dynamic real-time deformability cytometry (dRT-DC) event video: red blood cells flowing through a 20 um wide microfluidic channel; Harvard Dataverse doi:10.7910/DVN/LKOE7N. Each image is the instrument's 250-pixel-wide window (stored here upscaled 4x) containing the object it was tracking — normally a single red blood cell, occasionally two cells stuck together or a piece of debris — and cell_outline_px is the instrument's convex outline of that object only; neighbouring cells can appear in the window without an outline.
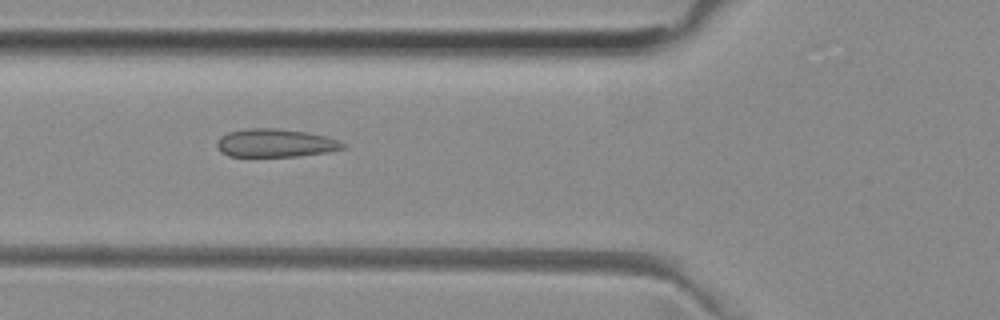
{"species": "common noctule bat (a hibernating species)", "species_latin": "Nyctalus noctula", "temperature_condition": "room temperature", "stored_images_in_passage": 14, "camera_frame_rate_fps": 3000, "um_per_image_px": 0.085, "animal": {"sex": "female", "body_mass_g": 29.2, "forearm_length_mm": 56.3}, "frame": {"image": 1, "passage_image": 7, "time_ms": 2.0, "image_size_px": [1000, 320], "cell_outline_px": [[344, 148], [328, 152], [300, 156], [228, 156], [220, 152], [216, 144], [220, 136], [228, 132], [248, 128], [272, 128], [308, 132], [324, 136], [336, 140], [344, 144]], "centroid_in_image_um": [23.36, 12.16], "position_along_channel_um": 102.4, "area_um2": 20.58}}
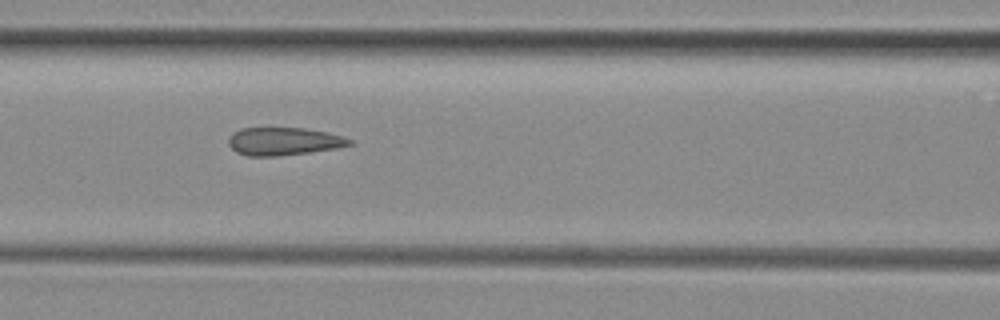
{"frame": {"image": 2, "passage_image": 10, "time_ms": 3.0, "image_size_px": [1000, 320], "cell_outline_px": [[356, 144], [336, 148], [280, 156], [248, 156], [236, 152], [228, 144], [228, 136], [232, 132], [240, 128], [304, 128], [328, 132], [352, 140]], "centroid_in_image_um": [24.09, 12.01], "position_along_channel_um": 142.5, "area_um2": 19.77}}
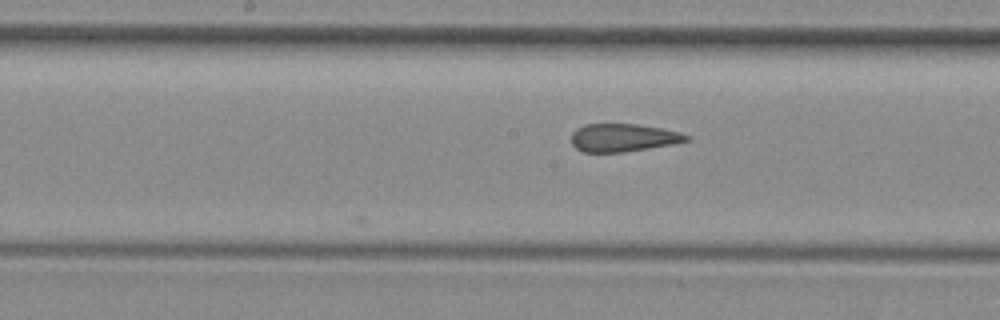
{"frame": {"image": 3, "passage_image": 14, "time_ms": 4.333, "image_size_px": [1000, 320], "cell_outline_px": [[692, 140], [672, 144], [624, 152], [584, 152], [576, 148], [572, 144], [572, 132], [576, 128], [584, 124], [640, 124], [664, 128], [680, 132], [692, 136]], "centroid_in_image_um": [53.01, 11.69], "position_along_channel_um": 195.2, "area_um2": 18.96}}